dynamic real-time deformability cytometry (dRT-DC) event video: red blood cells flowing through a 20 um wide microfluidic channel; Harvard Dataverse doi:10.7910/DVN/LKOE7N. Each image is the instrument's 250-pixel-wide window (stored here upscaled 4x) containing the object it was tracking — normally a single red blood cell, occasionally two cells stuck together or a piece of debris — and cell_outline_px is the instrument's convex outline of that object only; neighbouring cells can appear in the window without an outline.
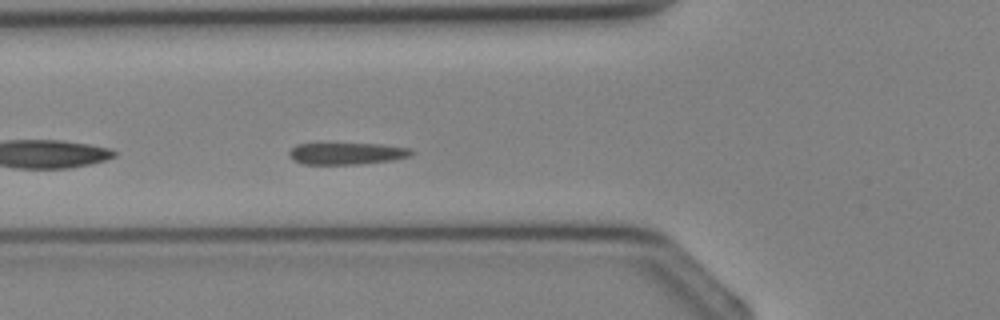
{"species": "Egyptian fruit bat (a non-hibernating species)", "species_latin": "Rousettus aegyptiacus", "temperature_condition": "cold", "stored_images_in_passage": 37, "camera_frame_rate_fps": 3000, "um_per_image_px": 0.085, "animal": {"sex": "female"}, "frame": {"image": 1, "passage_image": 13, "time_ms": 4.0, "image_size_px": [1000, 320], "cell_outline_px": [[412, 152], [408, 156], [392, 160], [360, 164], [304, 164], [288, 156], [288, 152], [296, 144], [380, 144], [412, 148]], "centroid_in_image_um": [29.47, 13.05], "position_along_channel_um": 96.3, "area_um2": 15.32}}
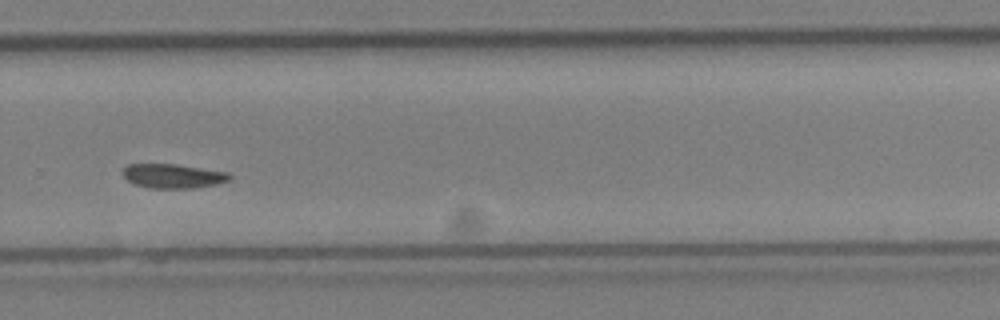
{"frame": {"image": 2, "passage_image": 25, "time_ms": 8.0, "image_size_px": [1000, 320], "cell_outline_px": [[232, 176], [228, 180], [216, 184], [196, 188], [148, 188], [136, 184], [128, 180], [124, 176], [124, 168], [128, 164], [176, 164], [228, 172]], "centroid_in_image_um": [14.73, 14.96], "position_along_channel_um": 315.1, "area_um2": 14.97}}
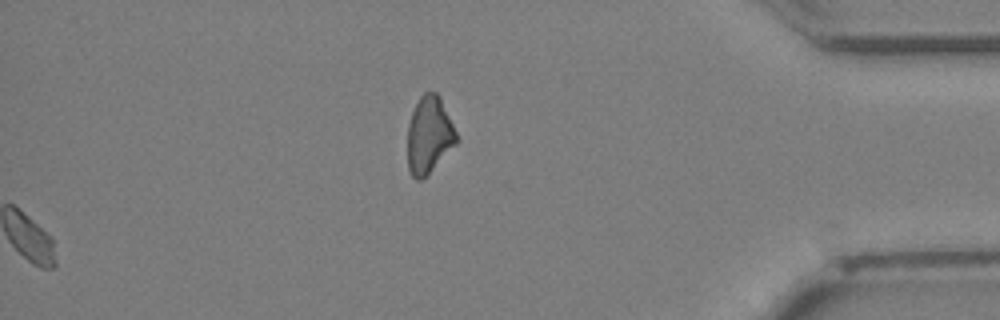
{"frame": {"image": 3, "passage_image": 37, "time_ms": 12.0, "image_size_px": [1000, 320], "cell_outline_px": [[460, 140], [420, 180], [416, 180], [412, 176], [408, 168], [408, 124], [412, 112], [420, 96], [424, 92], [436, 92], [440, 96]], "centroid_in_image_um": [36.48, 11.44], "position_along_channel_um": 398.7, "area_um2": 21.68}}